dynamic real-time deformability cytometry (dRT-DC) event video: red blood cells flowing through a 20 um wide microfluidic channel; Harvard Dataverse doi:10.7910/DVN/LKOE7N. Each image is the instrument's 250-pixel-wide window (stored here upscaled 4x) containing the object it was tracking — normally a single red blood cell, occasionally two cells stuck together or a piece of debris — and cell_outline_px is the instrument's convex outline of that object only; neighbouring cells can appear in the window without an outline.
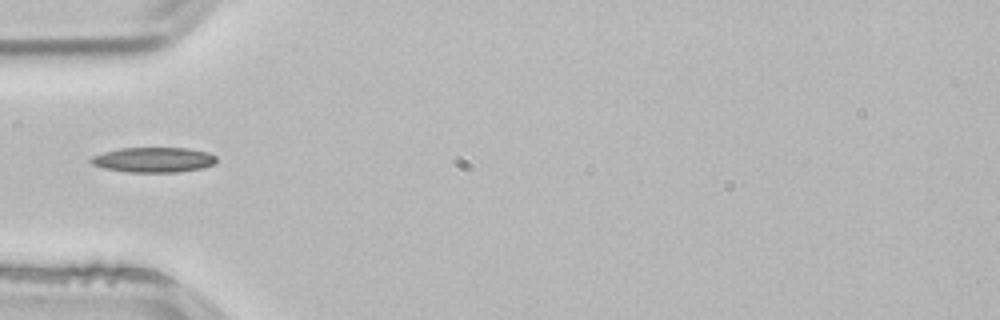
{"species": "common noctule bat (a hibernating species)", "species_latin": "Nyctalus noctula", "temperature_condition": "room temperature", "stored_images_in_passage": 1, "camera_frame_rate_fps": 3000, "um_per_image_px": 0.085, "animal": {"sex": "male", "body_mass_g": 21.5, "forearm_length_mm": 52.0}, "frame": {"image": 1, "passage_image": 1, "time_ms": 0.0, "image_size_px": [1000, 320], "cell_outline_px": [[216, 164], [200, 168], [176, 172], [128, 172], [104, 168], [92, 164], [88, 160], [92, 156], [104, 152], [120, 148], [188, 148], [208, 152], [216, 156]], "centroid_in_image_um": [13.05, 13.58], "position_along_channel_um": 72.0, "area_um2": 18.32}}